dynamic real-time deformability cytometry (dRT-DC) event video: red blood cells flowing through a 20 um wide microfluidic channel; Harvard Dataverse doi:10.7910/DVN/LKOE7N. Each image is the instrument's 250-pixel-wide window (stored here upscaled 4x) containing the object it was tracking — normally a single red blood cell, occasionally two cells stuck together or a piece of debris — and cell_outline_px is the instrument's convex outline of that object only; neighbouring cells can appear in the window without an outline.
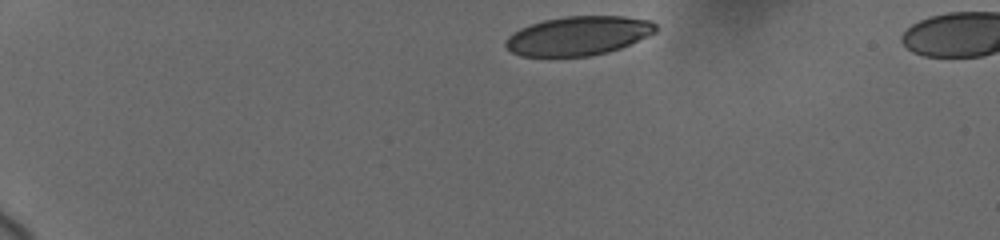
{"species": "human", "species_latin": "Homo sapiens", "temperature_condition": "cold", "stored_images_in_passage": 46, "camera_frame_rate_fps": 3000, "um_per_image_px": 0.085, "donor": {"sex": "female"}, "frame": {"image": 1, "passage_image": 1, "time_ms": 0.0, "image_size_px": [1000, 240], "cell_outline_px": [[656, 32], [648, 36], [620, 48], [608, 52], [592, 56], [520, 56], [512, 52], [504, 44], [508, 36], [520, 28], [544, 20], [564, 16], [624, 16], [652, 20], [656, 24]], "centroid_in_image_um": [49.18, 3.04], "position_along_channel_um": 35.8, "area_um2": 34.16}}
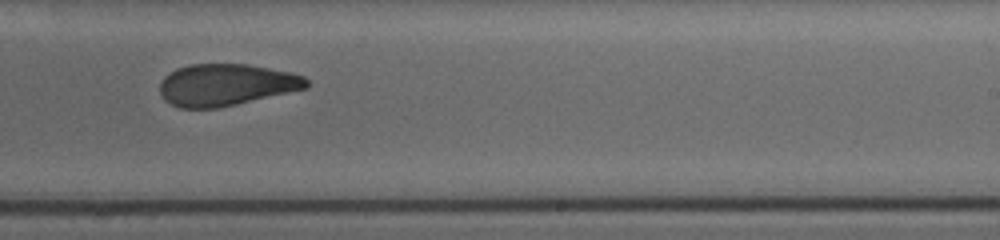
{"frame": {"image": 2, "passage_image": 23, "time_ms": 8.667, "image_size_px": [1000, 240], "cell_outline_px": [[308, 88], [236, 104], [216, 108], [180, 108], [164, 100], [160, 92], [160, 84], [164, 76], [176, 68], [192, 64], [248, 64], [292, 72], [304, 76], [308, 80]], "centroid_in_image_um": [19.22, 7.2], "position_along_channel_um": 269.8, "area_um2": 35.78}}
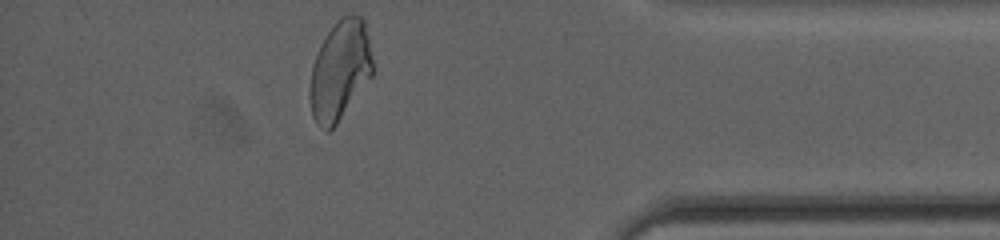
{"frame": {"image": 3, "passage_image": 44, "time_ms": 13.0, "image_size_px": [1000, 240], "cell_outline_px": [[376, 72], [336, 124], [328, 132], [324, 132], [316, 124], [312, 116], [308, 96], [308, 92], [312, 64], [320, 44], [336, 20], [340, 16], [360, 16], [364, 20], [368, 36]], "centroid_in_image_um": [28.89, 6.02], "position_along_channel_um": 406.3, "area_um2": 37.11}, "authors_computed_cell_mechanics": {"area_um2": 36.414, "velocity_mm_per_s": 3.6907, "shape_relaxation_time_tau1_ms": 11.1886, "shape_relaxation_time_tau2_ms": 2.3409, "deformation_change_tau1": 0.2616, "deformation_change_tau2": 0.0963}}